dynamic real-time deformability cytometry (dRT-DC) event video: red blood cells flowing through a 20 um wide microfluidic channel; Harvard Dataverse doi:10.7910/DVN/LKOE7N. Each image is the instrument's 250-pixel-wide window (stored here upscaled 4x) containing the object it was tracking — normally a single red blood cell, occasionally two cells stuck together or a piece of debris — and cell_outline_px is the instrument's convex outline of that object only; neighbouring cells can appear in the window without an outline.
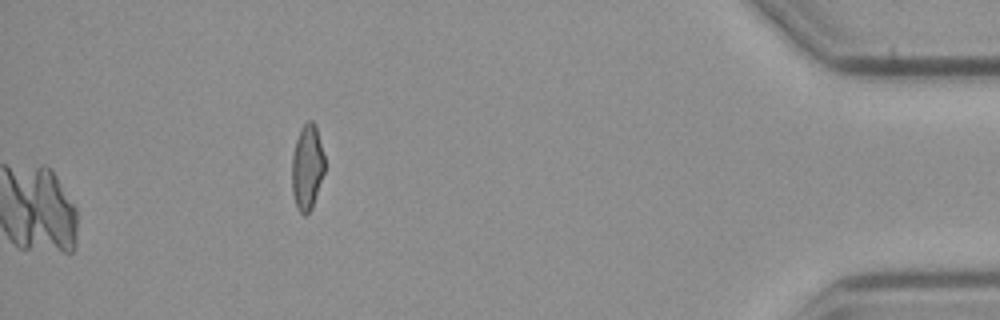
{"species": "common noctule bat (a hibernating species)", "species_latin": "Nyctalus noctula", "temperature_condition": "cold", "stored_images_in_passage": 44, "camera_frame_rate_fps": 3000, "um_per_image_px": 0.085, "animal": {"sex": "male", "body_mass_g": 23.1, "forearm_length_mm": 52.7}, "frame": {"image": 1, "passage_image": 44, "time_ms": 14.333, "image_size_px": [1000, 320], "cell_outline_px": [[324, 172], [312, 208], [304, 216], [300, 212], [296, 204], [292, 192], [292, 156], [296, 140], [300, 128], [308, 120], [312, 120], [316, 124], [324, 156]], "centroid_in_image_um": [26.1, 14.18], "position_along_channel_um": 409.1, "area_um2": 16.24}}